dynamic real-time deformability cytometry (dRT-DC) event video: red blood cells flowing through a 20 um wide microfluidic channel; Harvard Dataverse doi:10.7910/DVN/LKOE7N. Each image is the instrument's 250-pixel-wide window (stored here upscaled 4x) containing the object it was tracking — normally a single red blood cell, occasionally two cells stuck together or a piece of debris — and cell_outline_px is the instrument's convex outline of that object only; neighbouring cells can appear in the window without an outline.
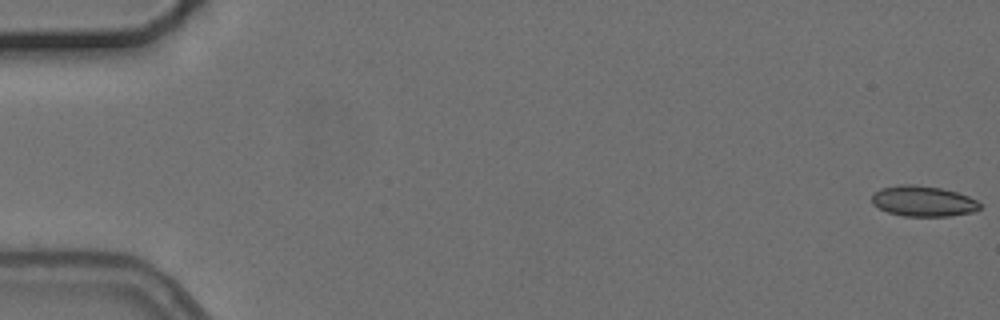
{"species": "common noctule bat (a hibernating species)", "species_latin": "Nyctalus noctula", "temperature_condition": "cold", "stored_images_in_passage": 2, "camera_frame_rate_fps": 3000, "um_per_image_px": 0.085, "animal": {"sex": "female", "body_mass_g": 24.6, "forearm_length_mm": 56.2}, "frame": {"image": 1, "passage_image": 2, "time_ms": 1.333, "image_size_px": [1000, 320], "cell_outline_px": [[984, 204], [980, 208], [972, 212], [948, 216], [904, 216], [888, 212], [872, 204], [872, 196], [880, 188], [900, 184], [916, 184], [940, 188], [956, 192], [968, 196]], "centroid_in_image_um": [78.48, 17.09], "position_along_channel_um": 6.5, "area_um2": 19.25}}